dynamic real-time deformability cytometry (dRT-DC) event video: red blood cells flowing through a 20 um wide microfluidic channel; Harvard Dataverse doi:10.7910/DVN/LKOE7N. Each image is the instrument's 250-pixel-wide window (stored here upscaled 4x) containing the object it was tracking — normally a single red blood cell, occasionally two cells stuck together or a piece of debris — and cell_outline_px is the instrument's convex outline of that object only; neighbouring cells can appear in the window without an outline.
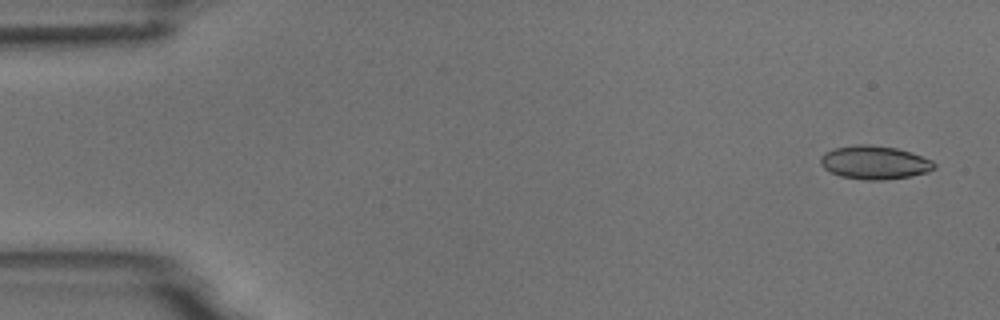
{"species": "common noctule bat (a hibernating species)", "species_latin": "Nyctalus noctula", "temperature_condition": "room temperature", "stored_images_in_passage": 6, "camera_frame_rate_fps": 3000, "um_per_image_px": 0.085, "animal": {"sex": "male", "body_mass_g": 18.8}, "frame": {"image": 1, "passage_image": 1, "time_ms": 0.0, "image_size_px": [1000, 320], "cell_outline_px": [[936, 168], [928, 172], [908, 176], [884, 180], [864, 180], [840, 176], [824, 168], [820, 164], [820, 156], [824, 152], [832, 148], [860, 144], [868, 144], [896, 148], [932, 160], [936, 164]], "centroid_in_image_um": [74.3, 13.81], "position_along_channel_um": 10.7, "area_um2": 22.14}}
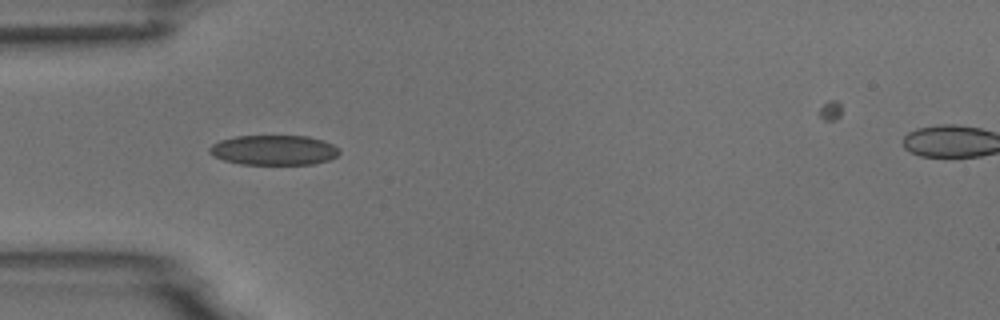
{"frame": {"image": 2, "passage_image": 5, "time_ms": 4.667, "image_size_px": [1000, 320], "cell_outline_px": [[340, 152], [336, 156], [328, 160], [312, 164], [240, 164], [224, 160], [208, 152], [208, 148], [212, 144], [220, 140], [236, 136], [308, 136], [324, 140], [340, 148]], "centroid_in_image_um": [23.29, 12.75], "position_along_channel_um": 61.7, "area_um2": 22.66}}